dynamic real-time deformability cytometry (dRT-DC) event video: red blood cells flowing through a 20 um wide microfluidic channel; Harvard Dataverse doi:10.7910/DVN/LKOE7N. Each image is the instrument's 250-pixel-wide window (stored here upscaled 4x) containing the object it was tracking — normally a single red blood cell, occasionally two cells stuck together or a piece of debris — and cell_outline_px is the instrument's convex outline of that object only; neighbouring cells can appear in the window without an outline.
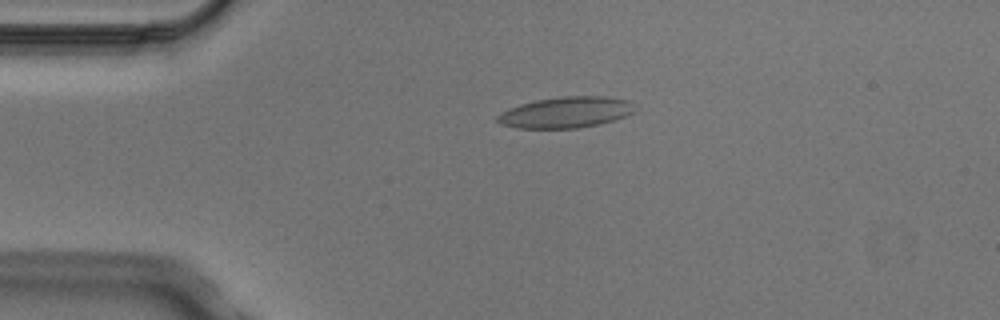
{"species": "Egyptian fruit bat (a non-hibernating species)", "species_latin": "Rousettus aegyptiacus", "temperature_condition": "cold", "stored_images_in_passage": 4, "camera_frame_rate_fps": 3000, "um_per_image_px": 0.085, "animal": {"sex": "male"}, "frame": {"image": 1, "passage_image": 3, "time_ms": 0.667, "image_size_px": [1000, 320], "cell_outline_px": [[636, 112], [600, 124], [576, 128], [516, 128], [500, 124], [496, 120], [496, 116], [508, 108], [520, 104], [536, 100], [564, 96], [604, 96], [632, 100]], "centroid_in_image_um": [48.11, 9.54], "position_along_channel_um": 36.9, "area_um2": 24.97}}